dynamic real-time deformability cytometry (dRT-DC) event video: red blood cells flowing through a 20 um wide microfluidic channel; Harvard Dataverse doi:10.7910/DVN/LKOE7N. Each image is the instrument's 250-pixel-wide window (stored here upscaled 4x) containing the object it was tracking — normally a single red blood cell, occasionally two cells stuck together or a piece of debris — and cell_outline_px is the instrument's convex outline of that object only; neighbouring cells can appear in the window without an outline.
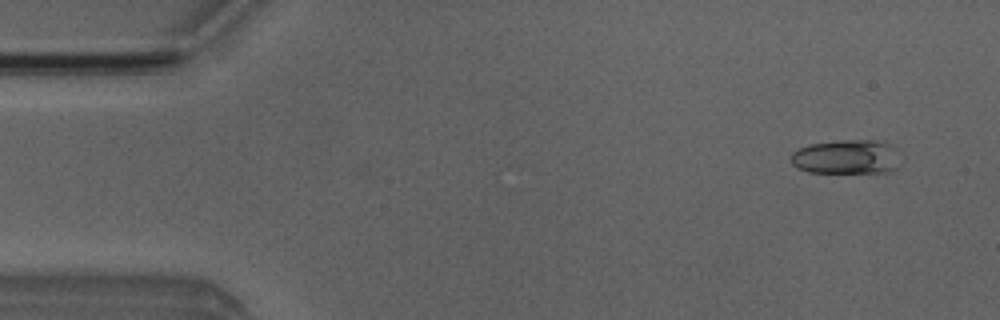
{"species": "Egyptian fruit bat (a non-hibernating species)", "species_latin": "Rousettus aegyptiacus", "temperature_condition": "room temperature", "stored_images_in_passage": 4, "camera_frame_rate_fps": 3000, "um_per_image_px": 0.085, "animal": {"sex": "male"}, "frame": {"image": 1, "passage_image": 1, "time_ms": 0.0, "image_size_px": [1000, 320], "cell_outline_px": [[896, 168], [888, 172], [808, 172], [796, 168], [792, 164], [792, 152], [800, 148], [812, 144], [836, 140], [872, 140], [884, 144]], "centroid_in_image_um": [71.72, 13.36], "position_along_channel_um": 13.3, "area_um2": 20.58}}
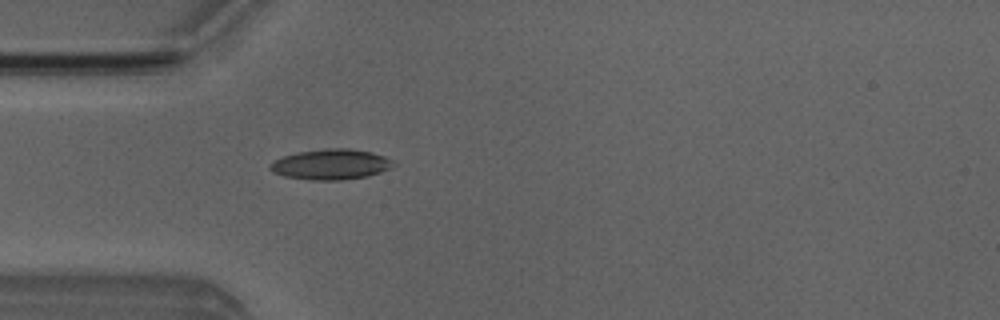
{"frame": {"image": 2, "passage_image": 4, "time_ms": 3.667, "image_size_px": [1000, 320], "cell_outline_px": [[396, 164], [392, 168], [368, 176], [340, 180], [312, 180], [284, 176], [272, 172], [268, 168], [268, 164], [284, 156], [296, 152], [332, 148], [348, 148], [372, 152], [384, 156], [392, 160]], "centroid_in_image_um": [28.13, 13.97], "position_along_channel_um": 56.9, "area_um2": 21.91}}